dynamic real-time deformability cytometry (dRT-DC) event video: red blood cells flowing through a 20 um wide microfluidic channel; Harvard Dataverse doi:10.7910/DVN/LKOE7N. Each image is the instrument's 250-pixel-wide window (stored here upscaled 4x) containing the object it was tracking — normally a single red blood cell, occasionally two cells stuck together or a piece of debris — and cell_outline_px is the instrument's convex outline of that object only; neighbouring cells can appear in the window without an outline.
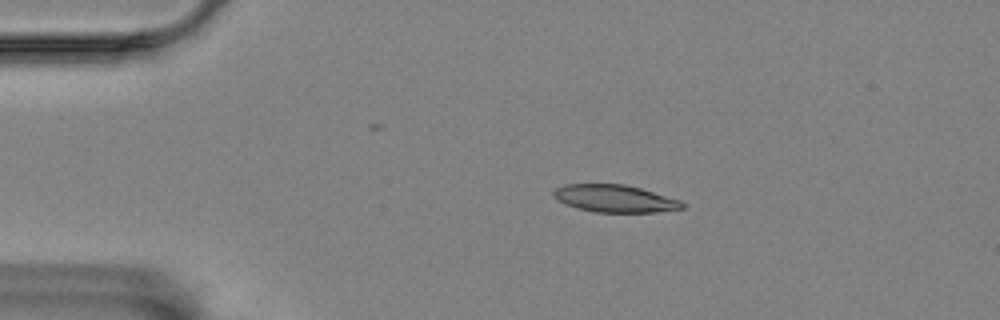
{"species": "Egyptian fruit bat (a non-hibernating species)", "species_latin": "Rousettus aegyptiacus", "temperature_condition": "room temperature", "stored_images_in_passage": 10, "camera_frame_rate_fps": 3000, "um_per_image_px": 0.085, "animal": {"sex": "female"}, "frame": {"image": 1, "passage_image": 3, "time_ms": 3.333, "image_size_px": [1000, 320], "cell_outline_px": [[684, 208], [656, 212], [596, 212], [576, 208], [564, 204], [556, 200], [552, 196], [552, 192], [556, 188], [564, 184], [624, 184], [640, 188], [680, 200], [684, 204]], "centroid_in_image_um": [52.2, 16.87], "position_along_channel_um": 32.8, "area_um2": 20.58}}
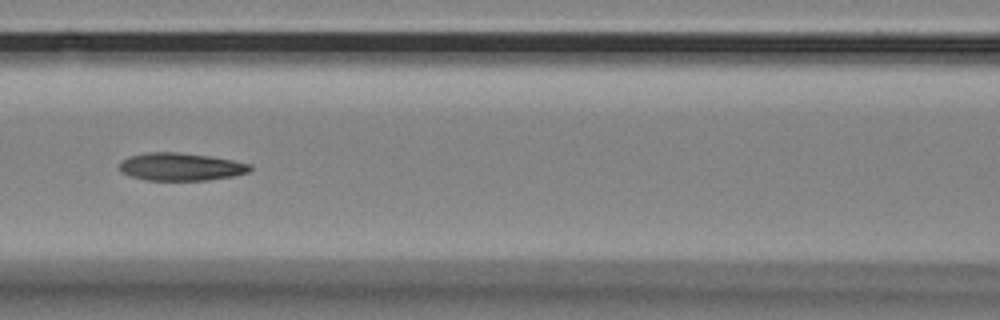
{"frame": {"image": 2, "passage_image": 7, "time_ms": 8.0, "image_size_px": [1000, 320], "cell_outline_px": [[252, 168], [248, 172], [232, 176], [208, 180], [148, 180], [132, 176], [124, 172], [120, 168], [120, 164], [128, 156], [148, 152], [180, 152], [208, 156], [232, 160], [252, 164]], "centroid_in_image_um": [15.4, 14.17], "position_along_channel_um": 151.2, "area_um2": 20.87}}
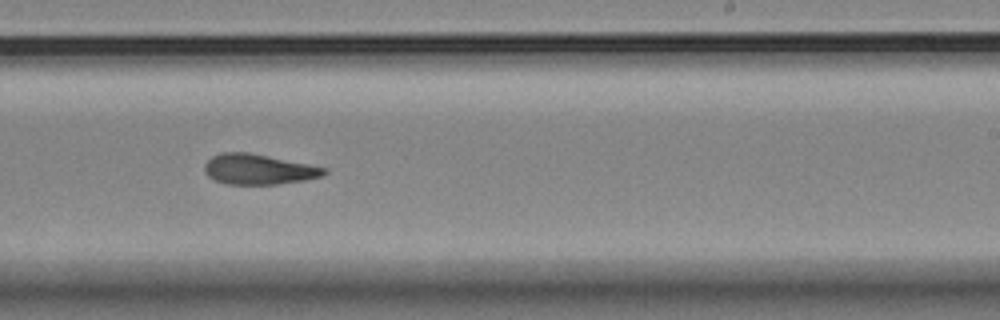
{"frame": {"image": 3, "passage_image": 10, "time_ms": 11.333, "image_size_px": [1000, 320], "cell_outline_px": [[328, 172], [320, 176], [304, 180], [276, 184], [224, 184], [212, 180], [204, 172], [204, 164], [212, 156], [220, 152], [248, 152], [328, 168]], "centroid_in_image_um": [21.92, 14.39], "position_along_channel_um": 267.1, "area_um2": 21.15}}